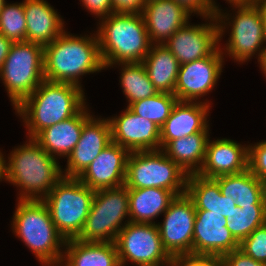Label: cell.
<instances>
[{"label":"cell","instance_id":"1","mask_svg":"<svg viewBox=\"0 0 266 266\" xmlns=\"http://www.w3.org/2000/svg\"><path fill=\"white\" fill-rule=\"evenodd\" d=\"M4 158V180L20 187L19 200H43L63 177L57 158L49 155L33 138Z\"/></svg>","mask_w":266,"mask_h":266},{"label":"cell","instance_id":"16","mask_svg":"<svg viewBox=\"0 0 266 266\" xmlns=\"http://www.w3.org/2000/svg\"><path fill=\"white\" fill-rule=\"evenodd\" d=\"M112 142L129 152L160 150V128L128 107L120 116L109 118Z\"/></svg>","mask_w":266,"mask_h":266},{"label":"cell","instance_id":"37","mask_svg":"<svg viewBox=\"0 0 266 266\" xmlns=\"http://www.w3.org/2000/svg\"><path fill=\"white\" fill-rule=\"evenodd\" d=\"M182 6L188 13L199 14L203 18L216 16L219 8L214 0H174Z\"/></svg>","mask_w":266,"mask_h":266},{"label":"cell","instance_id":"2","mask_svg":"<svg viewBox=\"0 0 266 266\" xmlns=\"http://www.w3.org/2000/svg\"><path fill=\"white\" fill-rule=\"evenodd\" d=\"M82 87L44 80L15 109L34 138L43 129L75 116L85 105Z\"/></svg>","mask_w":266,"mask_h":266},{"label":"cell","instance_id":"14","mask_svg":"<svg viewBox=\"0 0 266 266\" xmlns=\"http://www.w3.org/2000/svg\"><path fill=\"white\" fill-rule=\"evenodd\" d=\"M223 54L218 47L210 56L180 65L175 86L179 101L196 102L213 90L224 65Z\"/></svg>","mask_w":266,"mask_h":266},{"label":"cell","instance_id":"38","mask_svg":"<svg viewBox=\"0 0 266 266\" xmlns=\"http://www.w3.org/2000/svg\"><path fill=\"white\" fill-rule=\"evenodd\" d=\"M219 266H266V263L255 261L238 248L221 256Z\"/></svg>","mask_w":266,"mask_h":266},{"label":"cell","instance_id":"40","mask_svg":"<svg viewBox=\"0 0 266 266\" xmlns=\"http://www.w3.org/2000/svg\"><path fill=\"white\" fill-rule=\"evenodd\" d=\"M145 0H112L114 12L141 13Z\"/></svg>","mask_w":266,"mask_h":266},{"label":"cell","instance_id":"25","mask_svg":"<svg viewBox=\"0 0 266 266\" xmlns=\"http://www.w3.org/2000/svg\"><path fill=\"white\" fill-rule=\"evenodd\" d=\"M186 194L192 199L196 210H208L230 217L237 207L236 202L228 195H222L218 183L214 179L204 178L198 174H189Z\"/></svg>","mask_w":266,"mask_h":266},{"label":"cell","instance_id":"44","mask_svg":"<svg viewBox=\"0 0 266 266\" xmlns=\"http://www.w3.org/2000/svg\"><path fill=\"white\" fill-rule=\"evenodd\" d=\"M258 63L260 64V67L262 69L261 71H263L266 76V54L258 61Z\"/></svg>","mask_w":266,"mask_h":266},{"label":"cell","instance_id":"35","mask_svg":"<svg viewBox=\"0 0 266 266\" xmlns=\"http://www.w3.org/2000/svg\"><path fill=\"white\" fill-rule=\"evenodd\" d=\"M248 169L266 184V140L248 145Z\"/></svg>","mask_w":266,"mask_h":266},{"label":"cell","instance_id":"11","mask_svg":"<svg viewBox=\"0 0 266 266\" xmlns=\"http://www.w3.org/2000/svg\"><path fill=\"white\" fill-rule=\"evenodd\" d=\"M229 15L223 14L222 9L219 8L216 16L206 18L210 19L209 23L190 25L187 22L163 45L171 51L180 65L210 56L220 47L218 44L228 24L225 21L230 20Z\"/></svg>","mask_w":266,"mask_h":266},{"label":"cell","instance_id":"26","mask_svg":"<svg viewBox=\"0 0 266 266\" xmlns=\"http://www.w3.org/2000/svg\"><path fill=\"white\" fill-rule=\"evenodd\" d=\"M222 195H228L238 207L266 206V184L258 179L249 169L230 175L214 178Z\"/></svg>","mask_w":266,"mask_h":266},{"label":"cell","instance_id":"34","mask_svg":"<svg viewBox=\"0 0 266 266\" xmlns=\"http://www.w3.org/2000/svg\"><path fill=\"white\" fill-rule=\"evenodd\" d=\"M239 249L255 261L266 263V223L243 239Z\"/></svg>","mask_w":266,"mask_h":266},{"label":"cell","instance_id":"29","mask_svg":"<svg viewBox=\"0 0 266 266\" xmlns=\"http://www.w3.org/2000/svg\"><path fill=\"white\" fill-rule=\"evenodd\" d=\"M209 132L201 131L169 141L161 150L188 175L197 174L203 166Z\"/></svg>","mask_w":266,"mask_h":266},{"label":"cell","instance_id":"28","mask_svg":"<svg viewBox=\"0 0 266 266\" xmlns=\"http://www.w3.org/2000/svg\"><path fill=\"white\" fill-rule=\"evenodd\" d=\"M142 63L158 92L175 94L180 63L165 45L152 44Z\"/></svg>","mask_w":266,"mask_h":266},{"label":"cell","instance_id":"27","mask_svg":"<svg viewBox=\"0 0 266 266\" xmlns=\"http://www.w3.org/2000/svg\"><path fill=\"white\" fill-rule=\"evenodd\" d=\"M129 218L134 223H155V217L165 213L176 195L162 188H128Z\"/></svg>","mask_w":266,"mask_h":266},{"label":"cell","instance_id":"15","mask_svg":"<svg viewBox=\"0 0 266 266\" xmlns=\"http://www.w3.org/2000/svg\"><path fill=\"white\" fill-rule=\"evenodd\" d=\"M228 221L222 215L196 210L193 233V254L220 258L239 248V242L226 227Z\"/></svg>","mask_w":266,"mask_h":266},{"label":"cell","instance_id":"7","mask_svg":"<svg viewBox=\"0 0 266 266\" xmlns=\"http://www.w3.org/2000/svg\"><path fill=\"white\" fill-rule=\"evenodd\" d=\"M0 78L16 108L45 80L44 47L29 41L13 42Z\"/></svg>","mask_w":266,"mask_h":266},{"label":"cell","instance_id":"24","mask_svg":"<svg viewBox=\"0 0 266 266\" xmlns=\"http://www.w3.org/2000/svg\"><path fill=\"white\" fill-rule=\"evenodd\" d=\"M60 266H120L115 242L66 240ZM65 264V265H64Z\"/></svg>","mask_w":266,"mask_h":266},{"label":"cell","instance_id":"6","mask_svg":"<svg viewBox=\"0 0 266 266\" xmlns=\"http://www.w3.org/2000/svg\"><path fill=\"white\" fill-rule=\"evenodd\" d=\"M95 191L76 177H62L42 200L65 240L77 238L91 209Z\"/></svg>","mask_w":266,"mask_h":266},{"label":"cell","instance_id":"36","mask_svg":"<svg viewBox=\"0 0 266 266\" xmlns=\"http://www.w3.org/2000/svg\"><path fill=\"white\" fill-rule=\"evenodd\" d=\"M168 266H219V258L210 255H174Z\"/></svg>","mask_w":266,"mask_h":266},{"label":"cell","instance_id":"42","mask_svg":"<svg viewBox=\"0 0 266 266\" xmlns=\"http://www.w3.org/2000/svg\"><path fill=\"white\" fill-rule=\"evenodd\" d=\"M254 3L257 5L258 9L260 10L263 22L264 39L266 42V0H255Z\"/></svg>","mask_w":266,"mask_h":266},{"label":"cell","instance_id":"9","mask_svg":"<svg viewBox=\"0 0 266 266\" xmlns=\"http://www.w3.org/2000/svg\"><path fill=\"white\" fill-rule=\"evenodd\" d=\"M127 216L129 193L125 185L97 190L82 232L76 239L85 242H115L119 231L127 224L122 223Z\"/></svg>","mask_w":266,"mask_h":266},{"label":"cell","instance_id":"45","mask_svg":"<svg viewBox=\"0 0 266 266\" xmlns=\"http://www.w3.org/2000/svg\"><path fill=\"white\" fill-rule=\"evenodd\" d=\"M228 1L230 4H240V3H252L255 0H226Z\"/></svg>","mask_w":266,"mask_h":266},{"label":"cell","instance_id":"4","mask_svg":"<svg viewBox=\"0 0 266 266\" xmlns=\"http://www.w3.org/2000/svg\"><path fill=\"white\" fill-rule=\"evenodd\" d=\"M100 20L96 34L104 68L143 61L153 43L141 13L114 12Z\"/></svg>","mask_w":266,"mask_h":266},{"label":"cell","instance_id":"20","mask_svg":"<svg viewBox=\"0 0 266 266\" xmlns=\"http://www.w3.org/2000/svg\"><path fill=\"white\" fill-rule=\"evenodd\" d=\"M141 14L153 44H164L191 16L174 0L146 1Z\"/></svg>","mask_w":266,"mask_h":266},{"label":"cell","instance_id":"12","mask_svg":"<svg viewBox=\"0 0 266 266\" xmlns=\"http://www.w3.org/2000/svg\"><path fill=\"white\" fill-rule=\"evenodd\" d=\"M236 8V17L228 22L231 26L229 41L224 51L237 62H246L258 53V61L266 54L263 22L260 10L252 3L230 4ZM263 47V48H261ZM258 51V52H257Z\"/></svg>","mask_w":266,"mask_h":266},{"label":"cell","instance_id":"19","mask_svg":"<svg viewBox=\"0 0 266 266\" xmlns=\"http://www.w3.org/2000/svg\"><path fill=\"white\" fill-rule=\"evenodd\" d=\"M248 145L243 146L231 139L208 140L202 168L197 173L214 179L223 175L237 174L248 169Z\"/></svg>","mask_w":266,"mask_h":266},{"label":"cell","instance_id":"21","mask_svg":"<svg viewBox=\"0 0 266 266\" xmlns=\"http://www.w3.org/2000/svg\"><path fill=\"white\" fill-rule=\"evenodd\" d=\"M208 102L178 101L166 122L160 127L161 149L171 140L209 131L207 116L210 104Z\"/></svg>","mask_w":266,"mask_h":266},{"label":"cell","instance_id":"41","mask_svg":"<svg viewBox=\"0 0 266 266\" xmlns=\"http://www.w3.org/2000/svg\"><path fill=\"white\" fill-rule=\"evenodd\" d=\"M13 44L8 38L0 33V68L5 62L7 55L9 54L11 45Z\"/></svg>","mask_w":266,"mask_h":266},{"label":"cell","instance_id":"43","mask_svg":"<svg viewBox=\"0 0 266 266\" xmlns=\"http://www.w3.org/2000/svg\"><path fill=\"white\" fill-rule=\"evenodd\" d=\"M3 163H4V156L3 154L0 152V181H2V179H4V168H3Z\"/></svg>","mask_w":266,"mask_h":266},{"label":"cell","instance_id":"46","mask_svg":"<svg viewBox=\"0 0 266 266\" xmlns=\"http://www.w3.org/2000/svg\"><path fill=\"white\" fill-rule=\"evenodd\" d=\"M6 3V0H0V11L2 10V7Z\"/></svg>","mask_w":266,"mask_h":266},{"label":"cell","instance_id":"8","mask_svg":"<svg viewBox=\"0 0 266 266\" xmlns=\"http://www.w3.org/2000/svg\"><path fill=\"white\" fill-rule=\"evenodd\" d=\"M188 174L160 150L130 152L124 185L162 188L176 196L186 193Z\"/></svg>","mask_w":266,"mask_h":266},{"label":"cell","instance_id":"18","mask_svg":"<svg viewBox=\"0 0 266 266\" xmlns=\"http://www.w3.org/2000/svg\"><path fill=\"white\" fill-rule=\"evenodd\" d=\"M111 142L109 119H96L92 115L84 123L80 139L67 157V168L63 171V176L77 178Z\"/></svg>","mask_w":266,"mask_h":266},{"label":"cell","instance_id":"3","mask_svg":"<svg viewBox=\"0 0 266 266\" xmlns=\"http://www.w3.org/2000/svg\"><path fill=\"white\" fill-rule=\"evenodd\" d=\"M96 35L79 37L64 31L52 43L44 46L45 80L82 87L80 76L103 70Z\"/></svg>","mask_w":266,"mask_h":266},{"label":"cell","instance_id":"33","mask_svg":"<svg viewBox=\"0 0 266 266\" xmlns=\"http://www.w3.org/2000/svg\"><path fill=\"white\" fill-rule=\"evenodd\" d=\"M0 33L12 42L26 41V18L22 3L8 4L0 11Z\"/></svg>","mask_w":266,"mask_h":266},{"label":"cell","instance_id":"30","mask_svg":"<svg viewBox=\"0 0 266 266\" xmlns=\"http://www.w3.org/2000/svg\"><path fill=\"white\" fill-rule=\"evenodd\" d=\"M122 66L120 84L128 99L127 107L138 100H142L158 93L150 81L142 62L118 63Z\"/></svg>","mask_w":266,"mask_h":266},{"label":"cell","instance_id":"31","mask_svg":"<svg viewBox=\"0 0 266 266\" xmlns=\"http://www.w3.org/2000/svg\"><path fill=\"white\" fill-rule=\"evenodd\" d=\"M178 101L175 94L158 92L154 96L131 103L128 108L133 113L153 121L160 128Z\"/></svg>","mask_w":266,"mask_h":266},{"label":"cell","instance_id":"32","mask_svg":"<svg viewBox=\"0 0 266 266\" xmlns=\"http://www.w3.org/2000/svg\"><path fill=\"white\" fill-rule=\"evenodd\" d=\"M226 220L228 221L226 227L240 243L256 228L266 223V206H244L243 208L237 206Z\"/></svg>","mask_w":266,"mask_h":266},{"label":"cell","instance_id":"13","mask_svg":"<svg viewBox=\"0 0 266 266\" xmlns=\"http://www.w3.org/2000/svg\"><path fill=\"white\" fill-rule=\"evenodd\" d=\"M157 224L164 249L170 256L193 254V233L196 209L186 194L176 196Z\"/></svg>","mask_w":266,"mask_h":266},{"label":"cell","instance_id":"22","mask_svg":"<svg viewBox=\"0 0 266 266\" xmlns=\"http://www.w3.org/2000/svg\"><path fill=\"white\" fill-rule=\"evenodd\" d=\"M26 41L46 46L65 30L63 19L45 0H24Z\"/></svg>","mask_w":266,"mask_h":266},{"label":"cell","instance_id":"39","mask_svg":"<svg viewBox=\"0 0 266 266\" xmlns=\"http://www.w3.org/2000/svg\"><path fill=\"white\" fill-rule=\"evenodd\" d=\"M82 5L91 13L95 14L99 19L108 17L114 13L112 0H81Z\"/></svg>","mask_w":266,"mask_h":266},{"label":"cell","instance_id":"23","mask_svg":"<svg viewBox=\"0 0 266 266\" xmlns=\"http://www.w3.org/2000/svg\"><path fill=\"white\" fill-rule=\"evenodd\" d=\"M86 107L75 116L43 129L33 139L54 158L68 157L80 139L84 123L92 116Z\"/></svg>","mask_w":266,"mask_h":266},{"label":"cell","instance_id":"17","mask_svg":"<svg viewBox=\"0 0 266 266\" xmlns=\"http://www.w3.org/2000/svg\"><path fill=\"white\" fill-rule=\"evenodd\" d=\"M129 154L111 142L77 178L94 191L123 186Z\"/></svg>","mask_w":266,"mask_h":266},{"label":"cell","instance_id":"5","mask_svg":"<svg viewBox=\"0 0 266 266\" xmlns=\"http://www.w3.org/2000/svg\"><path fill=\"white\" fill-rule=\"evenodd\" d=\"M11 225L14 234L24 241L43 266H60L64 253L61 248L66 240L57 231L42 200H18Z\"/></svg>","mask_w":266,"mask_h":266},{"label":"cell","instance_id":"10","mask_svg":"<svg viewBox=\"0 0 266 266\" xmlns=\"http://www.w3.org/2000/svg\"><path fill=\"white\" fill-rule=\"evenodd\" d=\"M126 221L115 241L120 266L128 261L137 266H168L171 256L163 247L157 224Z\"/></svg>","mask_w":266,"mask_h":266}]
</instances>
